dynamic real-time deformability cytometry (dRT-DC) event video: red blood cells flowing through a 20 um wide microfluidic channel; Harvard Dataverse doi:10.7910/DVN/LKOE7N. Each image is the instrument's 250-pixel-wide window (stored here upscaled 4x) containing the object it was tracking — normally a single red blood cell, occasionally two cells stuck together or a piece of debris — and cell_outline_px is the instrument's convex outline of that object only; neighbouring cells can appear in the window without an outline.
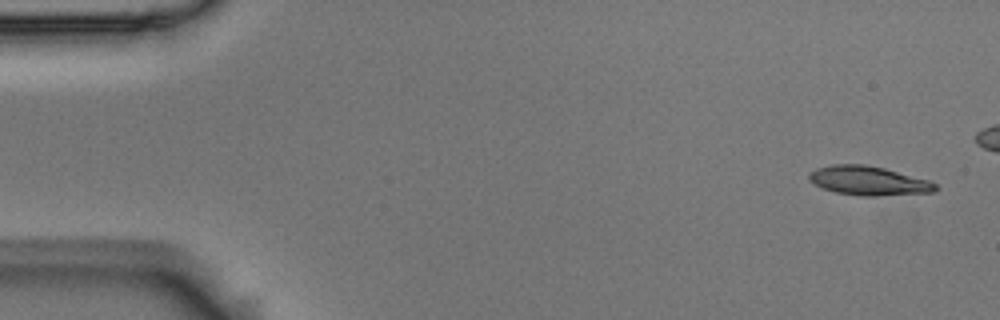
{"species": "Egyptian fruit bat (a non-hibernating species)", "species_latin": "Rousettus aegyptiacus", "temperature_condition": "room temperature", "stored_images_in_passage": 5, "segment_of_instrument_passage": [2, 2], "camera_frame_rate_fps": 3000, "um_per_image_px": 0.085, "animal": {"sex": "male"}, "frame": {"image": 1, "passage_image": 5, "time_ms": 1.333, "image_size_px": [1000, 320], "cell_outline_px": [[936, 188], [932, 192], [876, 196], [860, 196], [836, 192], [824, 188], [808, 180], [808, 176], [816, 168], [832, 164], [864, 164], [884, 168], [928, 180], [936, 184]], "centroid_in_image_um": [73.8, 15.36], "position_along_channel_um": 11.2, "area_um2": 21.15}}